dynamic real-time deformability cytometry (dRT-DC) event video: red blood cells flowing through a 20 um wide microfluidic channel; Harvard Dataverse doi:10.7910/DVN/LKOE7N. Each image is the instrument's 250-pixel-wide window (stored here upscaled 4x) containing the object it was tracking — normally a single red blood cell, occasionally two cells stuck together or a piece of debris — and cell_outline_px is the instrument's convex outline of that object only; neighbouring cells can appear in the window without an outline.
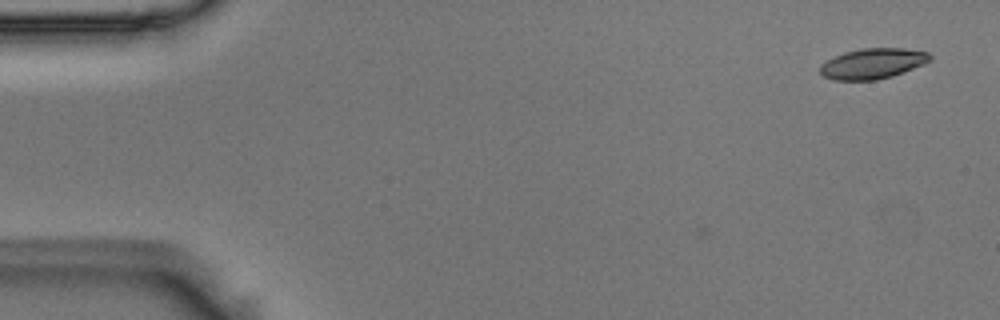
{"species": "Egyptian fruit bat (a non-hibernating species)", "species_latin": "Rousettus aegyptiacus", "temperature_condition": "room temperature", "stored_images_in_passage": 7, "camera_frame_rate_fps": 3000, "um_per_image_px": 0.085, "animal": {"sex": "male"}, "frame": {"image": 1, "passage_image": 7, "time_ms": 2.0, "image_size_px": [1000, 320], "cell_outline_px": [[932, 60], [924, 64], [892, 76], [876, 80], [832, 80], [824, 76], [820, 72], [820, 64], [844, 52], [860, 48], [904, 48], [928, 52], [932, 56]], "centroid_in_image_um": [74.19, 5.4], "position_along_channel_um": 10.8, "area_um2": 19.54}}